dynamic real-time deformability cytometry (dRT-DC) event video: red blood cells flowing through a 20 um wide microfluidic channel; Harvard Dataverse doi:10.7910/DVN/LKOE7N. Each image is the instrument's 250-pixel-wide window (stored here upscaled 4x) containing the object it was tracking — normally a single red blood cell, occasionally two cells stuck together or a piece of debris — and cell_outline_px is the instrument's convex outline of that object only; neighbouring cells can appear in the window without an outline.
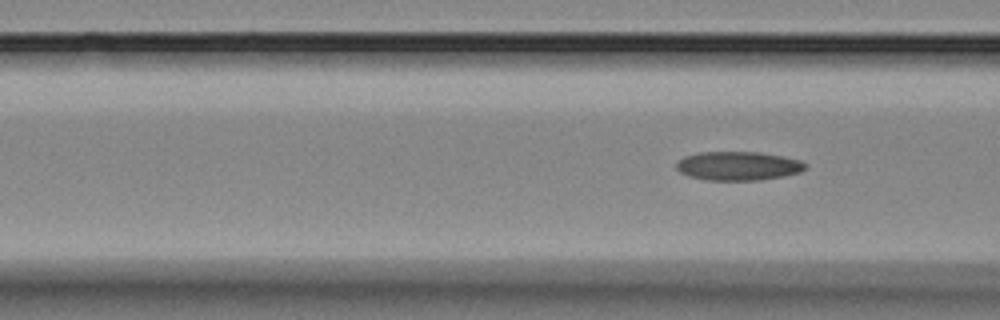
{"species": "Egyptian fruit bat (a non-hibernating species)", "species_latin": "Rousettus aegyptiacus", "temperature_condition": "room temperature", "stored_images_in_passage": 7, "segment_of_instrument_passage": [2, 2], "camera_frame_rate_fps": 3000, "um_per_image_px": 0.085, "animal": {"sex": "female"}, "frame": {"image": 1, "passage_image": 7, "time_ms": 26.667, "image_size_px": [1000, 320], "cell_outline_px": [[808, 168], [800, 172], [760, 180], [704, 180], [688, 176], [680, 172], [676, 168], [676, 164], [684, 156], [700, 152], [760, 152], [784, 156], [800, 160], [808, 164]], "centroid_in_image_um": [62.76, 14.1], "position_along_channel_um": 103.8, "area_um2": 21.79}}